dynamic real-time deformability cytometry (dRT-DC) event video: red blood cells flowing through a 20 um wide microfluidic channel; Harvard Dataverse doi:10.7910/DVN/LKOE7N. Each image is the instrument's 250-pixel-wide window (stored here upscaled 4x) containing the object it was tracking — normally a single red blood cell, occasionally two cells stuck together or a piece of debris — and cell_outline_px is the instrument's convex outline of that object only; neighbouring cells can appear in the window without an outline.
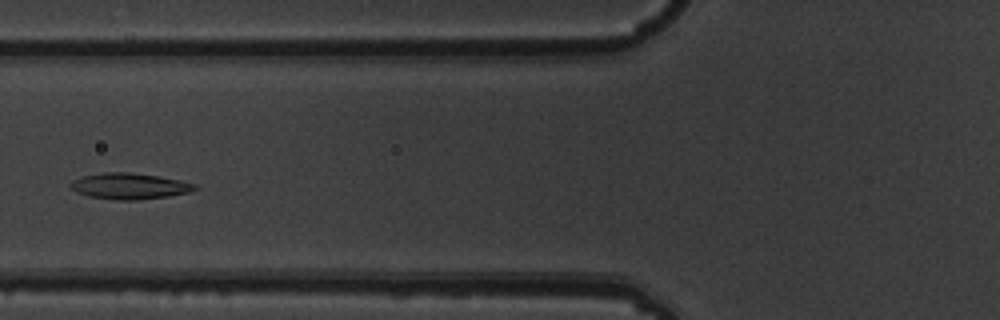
{"species": "common noctule bat (a hibernating species)", "species_latin": "Nyctalus noctula", "temperature_condition": "warm", "stored_images_in_passage": 6, "camera_frame_rate_fps": 3000, "um_per_image_px": 0.085, "animal": {"sex": "male", "body_mass_g": 19.5, "forearm_length_mm": 54.6}, "frame": {"image": 1, "passage_image": 5, "time_ms": 1.333, "image_size_px": [1000, 320], "cell_outline_px": [[200, 188], [188, 192], [168, 196], [136, 200], [116, 200], [88, 196], [76, 192], [68, 184], [72, 180], [84, 176], [104, 172], [128, 172], [156, 176], [180, 180], [196, 184]], "centroid_in_image_um": [11.0, 15.82], "position_along_channel_um": 114.8, "area_um2": 18.79}}
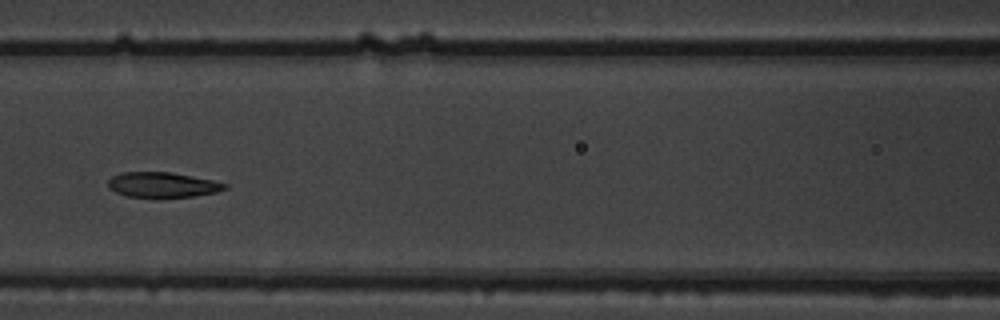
{"frame": {"image": 2, "passage_image": 6, "time_ms": 1.667, "image_size_px": [1000, 320], "cell_outline_px": [[228, 188], [216, 192], [192, 196], [128, 196], [116, 192], [108, 188], [108, 180], [112, 176], [120, 172], [172, 172], [212, 180], [228, 184]], "centroid_in_image_um": [13.8, 15.68], "position_along_channel_um": 152.8, "area_um2": 16.82}}